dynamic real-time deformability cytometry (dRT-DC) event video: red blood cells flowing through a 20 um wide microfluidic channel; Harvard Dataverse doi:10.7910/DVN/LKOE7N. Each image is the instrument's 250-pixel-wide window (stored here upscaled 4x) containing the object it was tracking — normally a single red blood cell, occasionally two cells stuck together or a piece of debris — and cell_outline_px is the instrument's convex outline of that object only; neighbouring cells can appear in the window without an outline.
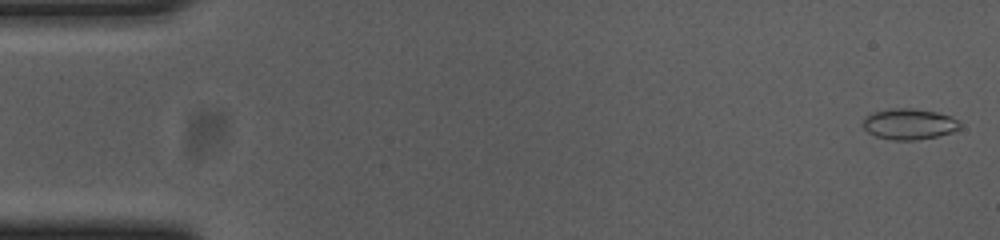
{"species": "common noctule bat (a hibernating species)", "species_latin": "Nyctalus noctula", "temperature_condition": "cold", "stored_images_in_passage": 46, "camera_frame_rate_fps": 3000, "um_per_image_px": 0.085, "animal": {"sex": "female", "body_mass_g": 23.0, "forearm_length_mm": 53.4}, "frame": {"image": 1, "passage_image": 2, "time_ms": 0.333, "image_size_px": [1000, 240], "cell_outline_px": [[960, 128], [952, 132], [936, 136], [916, 140], [892, 140], [876, 136], [868, 132], [864, 128], [864, 120], [872, 112], [892, 108], [916, 108], [936, 112], [952, 116], [960, 124]], "centroid_in_image_um": [77.29, 10.54], "position_along_channel_um": 7.7, "area_um2": 17.34}}